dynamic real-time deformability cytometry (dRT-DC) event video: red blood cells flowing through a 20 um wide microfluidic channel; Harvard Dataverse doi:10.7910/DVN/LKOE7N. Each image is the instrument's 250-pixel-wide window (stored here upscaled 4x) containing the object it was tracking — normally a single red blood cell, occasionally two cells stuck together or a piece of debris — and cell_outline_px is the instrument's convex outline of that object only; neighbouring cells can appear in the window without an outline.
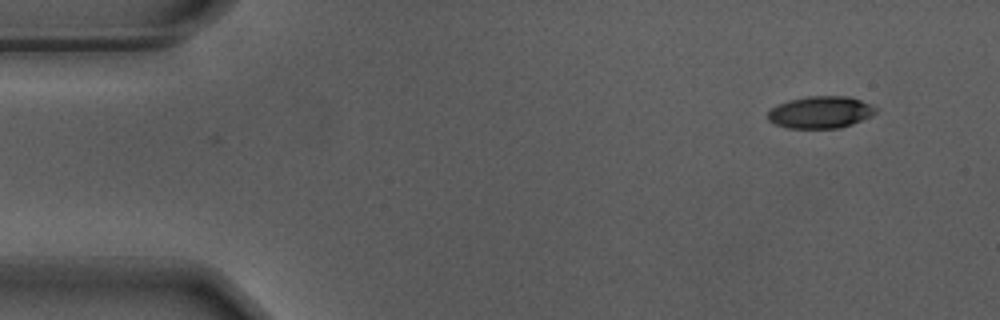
{"species": "Egyptian fruit bat (a non-hibernating species)", "species_latin": "Rousettus aegyptiacus", "temperature_condition": "warm", "stored_images_in_passage": 2, "camera_frame_rate_fps": 3000, "um_per_image_px": 0.085, "animal": {"sex": "male"}, "frame": {"image": 1, "passage_image": 2, "time_ms": 0.333, "image_size_px": [1000, 320], "cell_outline_px": [[876, 112], [872, 116], [852, 124], [840, 128], [784, 128], [768, 120], [768, 112], [776, 104], [788, 100], [808, 96], [848, 96], [872, 104], [876, 108]], "centroid_in_image_um": [69.74, 9.54], "position_along_channel_um": 15.3, "area_um2": 20.29}}